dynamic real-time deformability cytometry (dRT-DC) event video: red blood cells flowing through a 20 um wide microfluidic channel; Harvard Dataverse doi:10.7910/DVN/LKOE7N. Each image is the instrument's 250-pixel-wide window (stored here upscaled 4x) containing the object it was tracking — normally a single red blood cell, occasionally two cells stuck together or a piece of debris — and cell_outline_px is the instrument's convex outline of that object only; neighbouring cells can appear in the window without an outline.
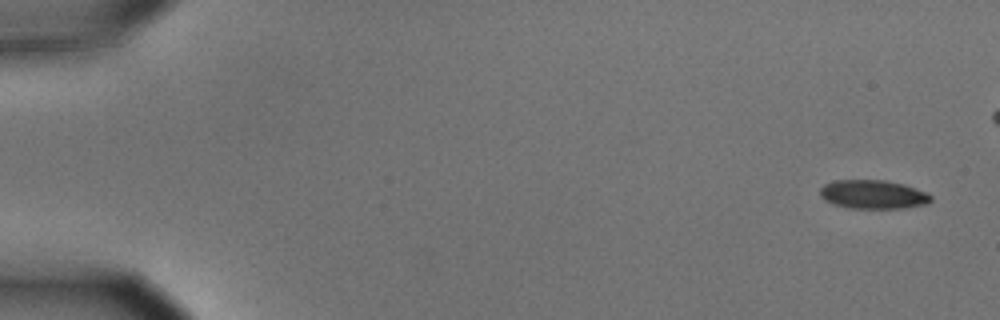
{"species": "common noctule bat (a hibernating species)", "species_latin": "Nyctalus noctula", "temperature_condition": "cold", "stored_images_in_passage": 7, "camera_frame_rate_fps": 3000, "um_per_image_px": 0.085, "animal": {"sex": "male", "body_mass_g": 15.6}, "frame": {"image": 1, "passage_image": 1, "time_ms": 0.0, "image_size_px": [1000, 320], "cell_outline_px": [[932, 200], [928, 204], [904, 208], [848, 208], [832, 204], [824, 200], [820, 196], [820, 188], [824, 184], [832, 180], [884, 180], [904, 184], [924, 192], [932, 196]], "centroid_in_image_um": [74.18, 16.53], "position_along_channel_um": 10.8, "area_um2": 18.73}}
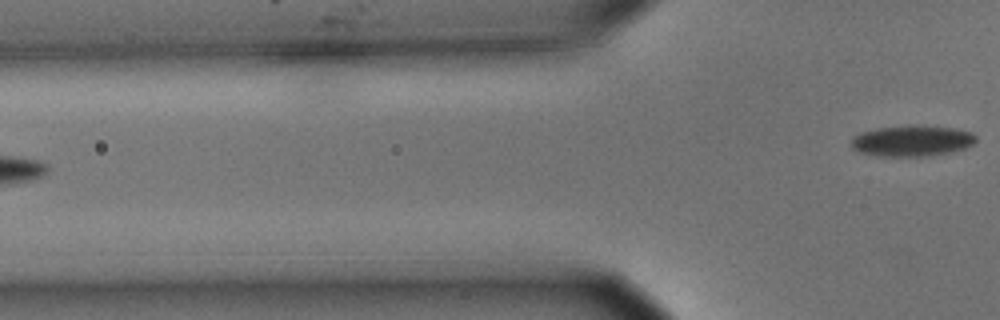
{"frame": {"image": 2, "passage_image": 7, "time_ms": 2.0, "image_size_px": [1000, 320], "cell_outline_px": [[976, 140], [972, 144], [964, 148], [952, 152], [932, 156], [876, 156], [860, 152], [852, 148], [852, 136], [860, 132], [876, 128], [908, 124], [952, 128], [972, 132], [976, 136]], "centroid_in_image_um": [77.49, 11.96], "position_along_channel_um": 48.3, "area_um2": 22.77}}